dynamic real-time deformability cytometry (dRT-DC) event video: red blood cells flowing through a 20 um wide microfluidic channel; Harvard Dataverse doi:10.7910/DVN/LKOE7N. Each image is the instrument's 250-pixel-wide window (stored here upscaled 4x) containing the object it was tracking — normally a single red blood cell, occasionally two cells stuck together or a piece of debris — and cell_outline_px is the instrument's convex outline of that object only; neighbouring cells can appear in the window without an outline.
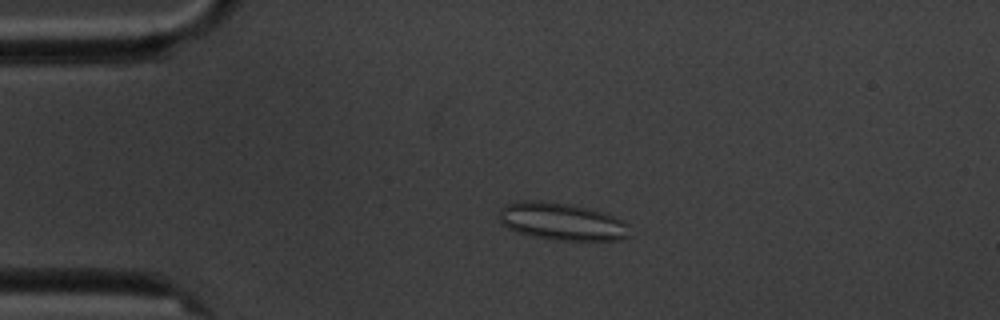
{"species": "common noctule bat (a hibernating species)", "species_latin": "Nyctalus noctula", "temperature_condition": "cold", "stored_images_in_passage": 9, "camera_frame_rate_fps": 3000, "um_per_image_px": 0.085, "animal": {"sex": "male", "body_mass_g": 20.1, "forearm_length_mm": 53.5}, "frame": {"image": 1, "passage_image": 3, "time_ms": 2.333, "image_size_px": [1000, 320], "cell_outline_px": [[628, 236], [620, 240], [556, 240], [532, 236], [516, 232], [500, 224], [500, 208], [504, 204], [516, 200], [540, 200], [572, 204], [604, 212], [628, 224]], "centroid_in_image_um": [47.69, 18.81], "position_along_channel_um": 37.3, "area_um2": 28.67}}
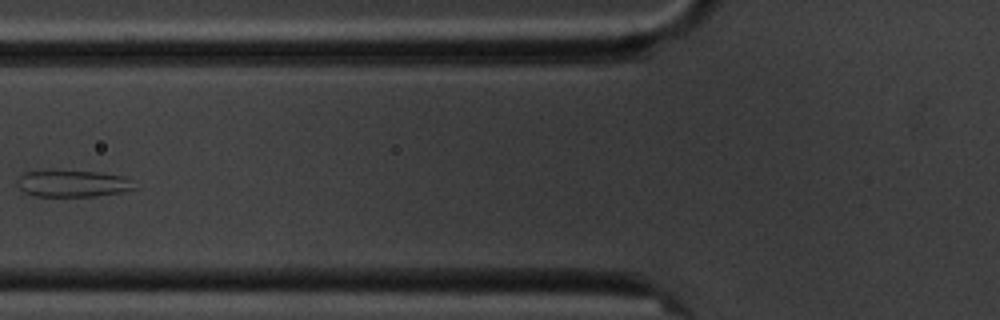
{"frame": {"image": 2, "passage_image": 6, "time_ms": 5.667, "image_size_px": [1000, 320], "cell_outline_px": [[140, 188], [124, 192], [96, 196], [32, 196], [24, 192], [20, 188], [16, 180], [24, 172], [100, 172], [124, 176], [132, 180]], "centroid_in_image_um": [6.28, 15.63], "position_along_channel_um": 119.5, "area_um2": 18.15}}
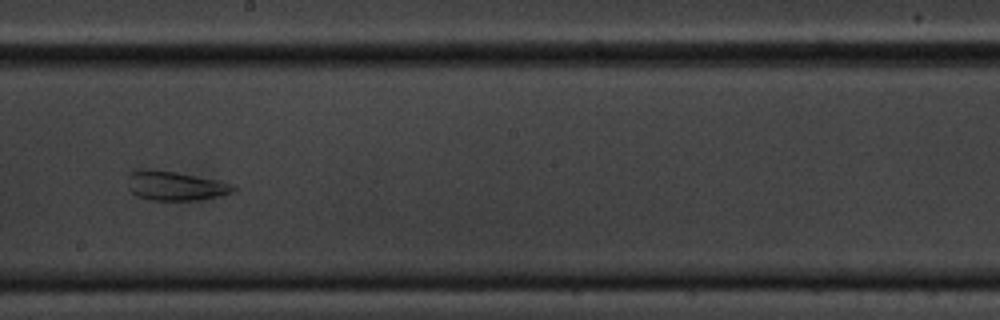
{"frame": {"image": 3, "passage_image": 9, "time_ms": 9.0, "image_size_px": [1000, 320], "cell_outline_px": [[236, 192], [220, 196], [200, 200], [148, 200], [136, 196], [128, 188], [128, 176], [132, 172], [140, 168], [152, 168], [176, 172], [216, 180], [232, 184], [236, 188]], "centroid_in_image_um": [14.88, 15.79], "position_along_channel_um": 233.3, "area_um2": 18.26}}